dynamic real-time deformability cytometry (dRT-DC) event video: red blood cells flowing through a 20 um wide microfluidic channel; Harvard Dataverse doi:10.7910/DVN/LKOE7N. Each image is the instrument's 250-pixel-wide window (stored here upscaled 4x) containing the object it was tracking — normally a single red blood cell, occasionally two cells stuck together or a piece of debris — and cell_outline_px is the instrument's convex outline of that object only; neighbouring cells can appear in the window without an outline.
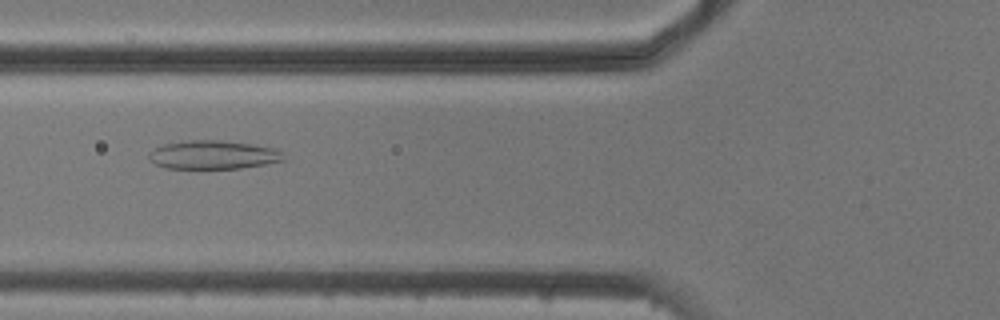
{"species": "common noctule bat (a hibernating species)", "species_latin": "Nyctalus noctula", "temperature_condition": "cold", "stored_images_in_passage": 8, "camera_frame_rate_fps": 3000, "um_per_image_px": 0.085, "animal": {"sex": "male", "body_mass_g": 20.5, "forearm_length_mm": 52.5}, "frame": {"image": 1, "passage_image": 6, "time_ms": 6.0, "image_size_px": [1000, 320], "cell_outline_px": [[284, 160], [264, 164], [240, 168], [168, 168], [156, 164], [148, 160], [148, 152], [164, 144], [188, 140], [220, 140], [252, 144], [272, 148], [280, 152]], "centroid_in_image_um": [18.06, 13.15], "position_along_channel_um": 107.7, "area_um2": 22.14}}
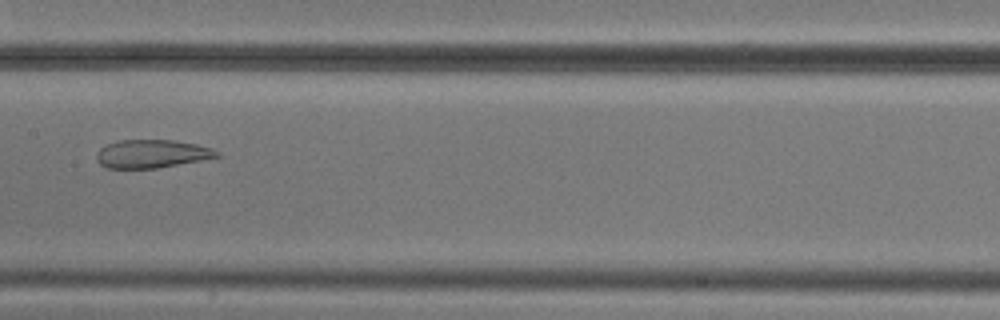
{"frame": {"image": 2, "passage_image": 8, "time_ms": 8.333, "image_size_px": [1000, 320], "cell_outline_px": [[220, 156], [200, 160], [156, 168], [108, 168], [100, 164], [96, 160], [96, 152], [100, 148], [108, 144], [120, 140], [172, 140], [196, 144], [212, 148], [220, 152]], "centroid_in_image_um": [12.88, 13.07], "position_along_channel_um": 194.5, "area_um2": 19.65}}